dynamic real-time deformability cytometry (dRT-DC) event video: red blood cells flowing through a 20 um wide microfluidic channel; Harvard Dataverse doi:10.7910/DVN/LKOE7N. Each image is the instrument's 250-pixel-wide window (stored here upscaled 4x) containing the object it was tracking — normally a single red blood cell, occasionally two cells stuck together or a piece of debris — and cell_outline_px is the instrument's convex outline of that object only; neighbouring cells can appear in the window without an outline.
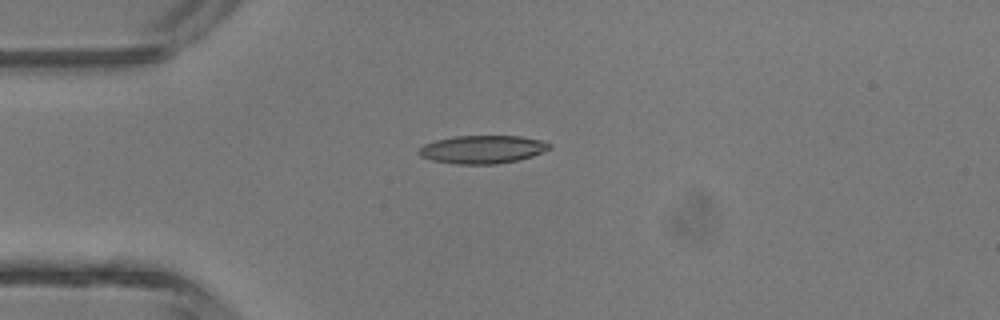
{"species": "common noctule bat (a hibernating species)", "species_latin": "Nyctalus noctula", "temperature_condition": "room temperature", "stored_images_in_passage": 1, "camera_frame_rate_fps": 3000, "um_per_image_px": 0.085, "animal": {"sex": "male", "body_mass_g": 13.3}, "frame": {"image": 1, "passage_image": 1, "time_ms": 0.0, "image_size_px": [1000, 320], "cell_outline_px": [[552, 148], [532, 156], [516, 160], [496, 164], [456, 164], [432, 160], [420, 156], [416, 152], [424, 144], [436, 140], [452, 136], [520, 136], [540, 140], [552, 144]], "centroid_in_image_um": [40.99, 12.69], "position_along_channel_um": 44.0, "area_um2": 21.39}}